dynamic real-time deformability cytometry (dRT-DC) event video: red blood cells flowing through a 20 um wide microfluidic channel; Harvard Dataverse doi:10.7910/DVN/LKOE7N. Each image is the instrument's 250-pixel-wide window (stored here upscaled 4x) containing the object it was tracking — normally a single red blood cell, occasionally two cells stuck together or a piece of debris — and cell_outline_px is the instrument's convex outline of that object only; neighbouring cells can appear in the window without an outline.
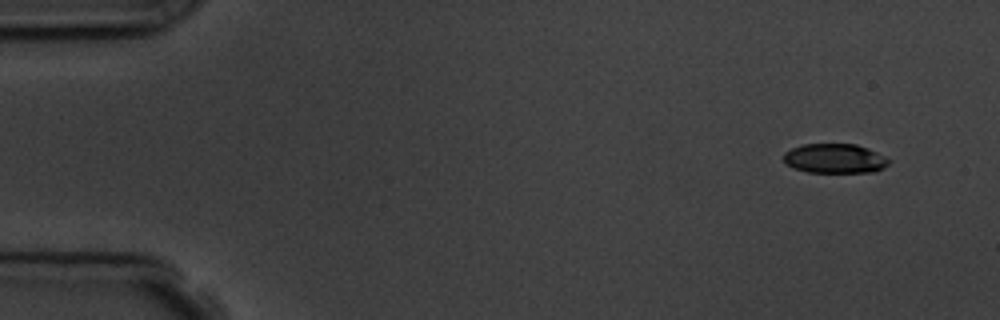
{"species": "common noctule bat (a hibernating species)", "species_latin": "Nyctalus noctula", "temperature_condition": "room temperature", "stored_images_in_passage": 4, "camera_frame_rate_fps": 3000, "um_per_image_px": 0.085, "animal": {"sex": "male", "body_mass_g": 19.5, "forearm_length_mm": 54.6}, "frame": {"image": 1, "passage_image": 1, "time_ms": 0.0, "image_size_px": [1000, 320], "cell_outline_px": [[888, 164], [884, 168], [872, 172], [808, 172], [792, 168], [784, 160], [784, 152], [792, 148], [804, 144], [856, 144], [868, 148], [884, 156], [888, 160]], "centroid_in_image_um": [70.94, 13.47], "position_along_channel_um": 14.1, "area_um2": 17.98}}
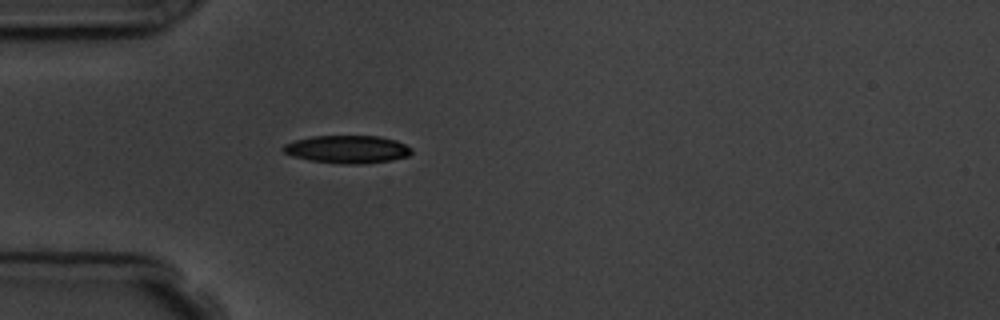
{"frame": {"image": 2, "passage_image": 4, "time_ms": 4.0, "image_size_px": [1000, 320], "cell_outline_px": [[412, 152], [408, 156], [392, 160], [360, 164], [344, 164], [308, 160], [292, 156], [284, 152], [280, 148], [284, 144], [296, 140], [312, 136], [380, 136], [396, 140], [412, 148]], "centroid_in_image_um": [29.52, 12.69], "position_along_channel_um": 55.5, "area_um2": 20.87}}